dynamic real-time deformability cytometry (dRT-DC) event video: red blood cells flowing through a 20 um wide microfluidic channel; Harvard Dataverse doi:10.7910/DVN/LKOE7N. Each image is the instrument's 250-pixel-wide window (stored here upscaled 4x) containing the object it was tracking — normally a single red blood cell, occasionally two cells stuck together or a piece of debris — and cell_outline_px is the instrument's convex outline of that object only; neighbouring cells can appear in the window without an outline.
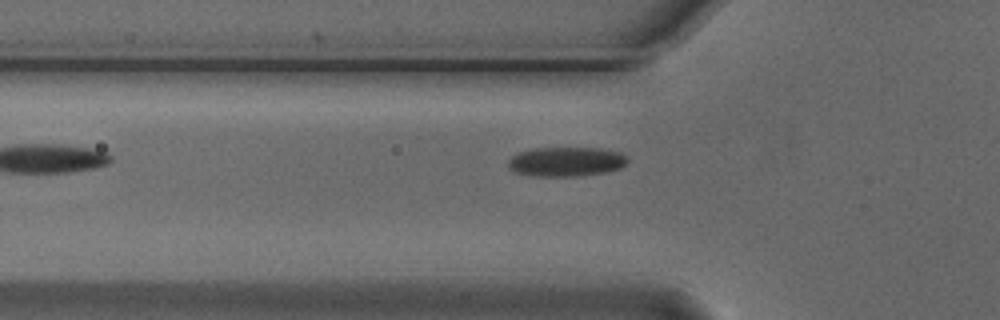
{"species": "Egyptian fruit bat (a non-hibernating species)", "species_latin": "Rousettus aegyptiacus", "temperature_condition": "cold", "stored_images_in_passage": 4, "camera_frame_rate_fps": 3000, "um_per_image_px": 0.085, "animal": {"sex": "male"}, "frame": {"image": 1, "passage_image": 2, "time_ms": 0.333, "image_size_px": [1000, 320], "cell_outline_px": [[628, 160], [620, 168], [604, 172], [576, 176], [536, 176], [512, 172], [508, 168], [508, 160], [512, 156], [520, 152], [532, 148], [600, 148], [620, 152], [628, 156]], "centroid_in_image_um": [48.1, 13.74], "position_along_channel_um": 77.7, "area_um2": 20.52}}
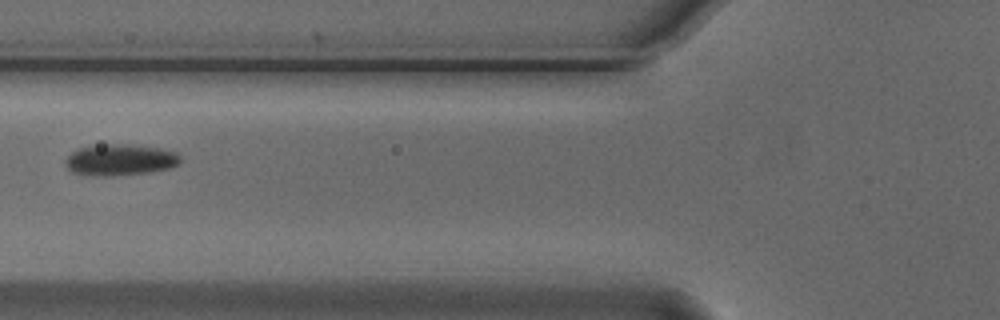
{"frame": {"image": 2, "passage_image": 3, "time_ms": 0.667, "image_size_px": [1000, 320], "cell_outline_px": [[180, 164], [168, 168], [148, 172], [112, 176], [88, 176], [72, 172], [64, 164], [64, 160], [76, 148], [108, 144], [124, 144], [160, 148], [176, 152], [180, 156]], "centroid_in_image_um": [10.17, 13.59], "position_along_channel_um": 115.6, "area_um2": 21.04}}
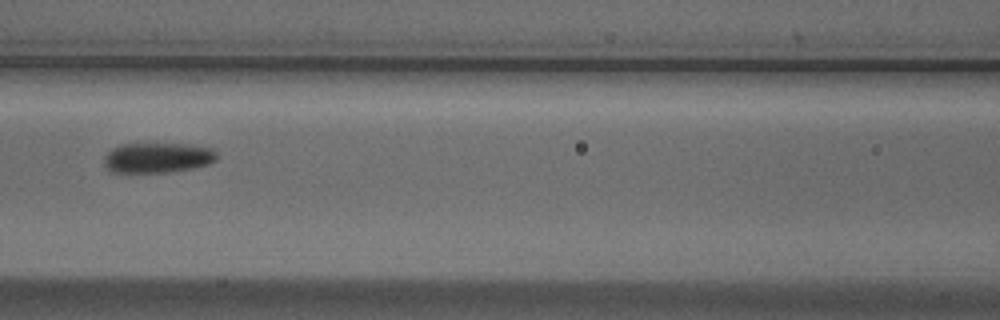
{"frame": {"image": 3, "passage_image": 4, "time_ms": 1.0, "image_size_px": [1000, 320], "cell_outline_px": [[216, 160], [208, 164], [192, 168], [168, 172], [112, 172], [104, 164], [104, 156], [112, 148], [120, 144], [192, 144], [212, 148], [216, 152]], "centroid_in_image_um": [13.4, 13.39], "position_along_channel_um": 153.2, "area_um2": 19.77}}